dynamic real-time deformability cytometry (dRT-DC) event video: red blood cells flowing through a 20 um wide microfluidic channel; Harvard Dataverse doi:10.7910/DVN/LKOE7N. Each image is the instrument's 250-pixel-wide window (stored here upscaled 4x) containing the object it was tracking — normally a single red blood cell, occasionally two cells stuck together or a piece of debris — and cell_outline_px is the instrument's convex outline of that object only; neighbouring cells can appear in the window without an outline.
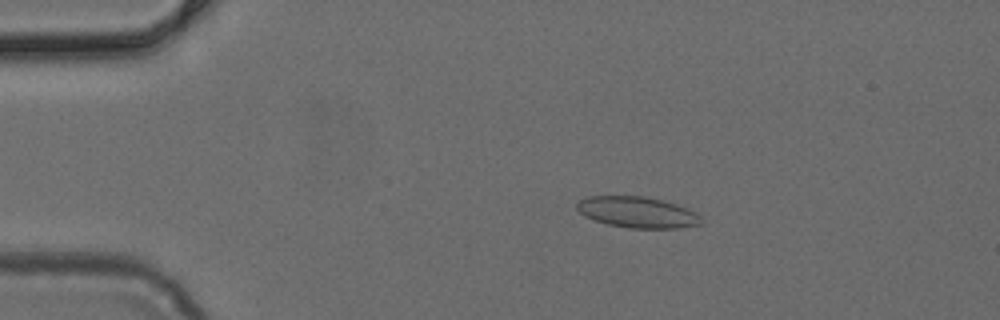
{"species": "common noctule bat (a hibernating species)", "species_latin": "Nyctalus noctula", "temperature_condition": "cold", "stored_images_in_passage": 5, "camera_frame_rate_fps": 3000, "um_per_image_px": 0.085, "animal": {"sex": "female", "body_mass_g": 24.6, "forearm_length_mm": 56.2}, "frame": {"image": 1, "passage_image": 3, "time_ms": 0.667, "image_size_px": [1000, 320], "cell_outline_px": [[704, 220], [700, 224], [680, 228], [628, 228], [608, 224], [584, 216], [576, 208], [576, 204], [580, 200], [588, 196], [644, 196], [676, 204], [696, 212]], "centroid_in_image_um": [54.19, 18.04], "position_along_channel_um": 30.8, "area_um2": 22.43}}